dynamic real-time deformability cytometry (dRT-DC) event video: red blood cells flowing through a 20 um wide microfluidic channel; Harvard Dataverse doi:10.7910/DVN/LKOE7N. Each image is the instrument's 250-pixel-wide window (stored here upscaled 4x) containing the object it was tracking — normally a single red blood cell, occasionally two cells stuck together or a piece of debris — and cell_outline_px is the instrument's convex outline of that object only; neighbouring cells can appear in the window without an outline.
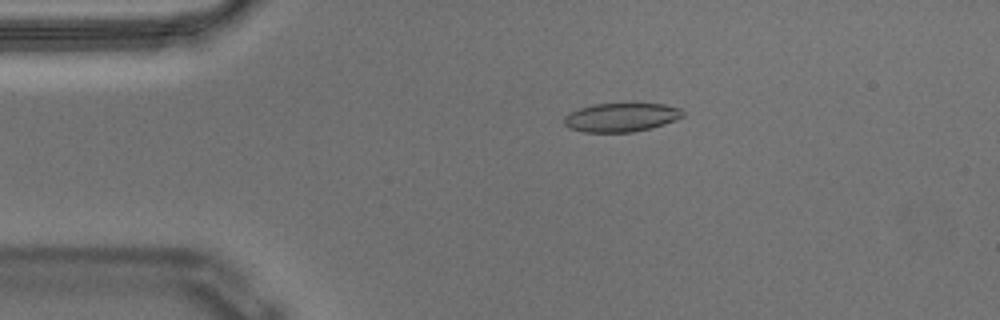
{"species": "Egyptian fruit bat (a non-hibernating species)", "species_latin": "Rousettus aegyptiacus", "temperature_condition": "warm", "stored_images_in_passage": 56, "camera_frame_rate_fps": 3000, "um_per_image_px": 0.085, "animal": {"sex": "male"}, "frame": {"image": 1, "passage_image": 11, "time_ms": 3.333, "image_size_px": [1000, 320], "cell_outline_px": [[684, 116], [676, 120], [652, 128], [632, 132], [584, 132], [568, 128], [564, 124], [564, 116], [580, 108], [592, 104], [664, 104], [680, 108], [684, 112]], "centroid_in_image_um": [52.81, 9.98], "position_along_channel_um": 32.2, "area_um2": 19.88}}
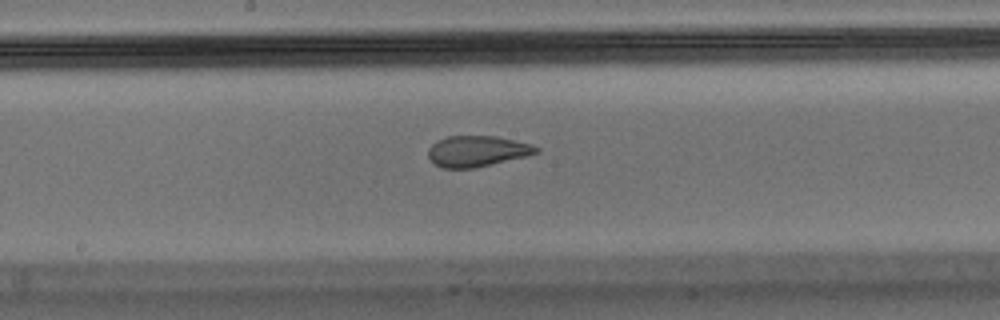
{"frame": {"image": 2, "passage_image": 29, "time_ms": 9.333, "image_size_px": [1000, 320], "cell_outline_px": [[540, 152], [528, 156], [472, 168], [440, 168], [428, 156], [428, 148], [436, 140], [448, 136], [496, 136], [532, 144], [540, 148]], "centroid_in_image_um": [40.57, 12.84], "position_along_channel_um": 207.6, "area_um2": 19.48}}
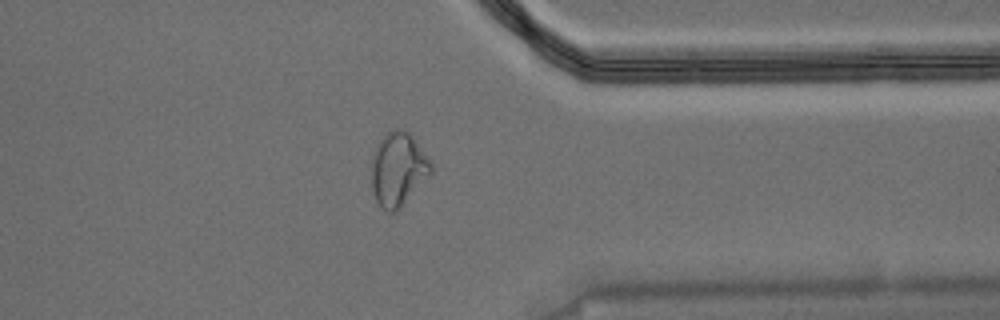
{"frame": {"image": 3, "passage_image": 44, "time_ms": 14.333, "image_size_px": [1000, 320], "cell_outline_px": [[432, 172], [400, 208], [392, 212], [388, 212], [376, 200], [372, 188], [372, 160], [376, 148], [380, 140], [388, 132], [396, 128], [404, 128], [412, 136], [432, 160]], "centroid_in_image_um": [33.87, 14.35], "position_along_channel_um": 377.5, "area_um2": 25.26}, "authors_computed_cell_mechanics": {"area_um2": 20.5479, "velocity_mm_per_s": 3.5567, "shape_relaxation_time_tau1_ms": null, "shape_relaxation_time_tau2_ms": 1.2669, "deformation_change_tau1": null, "deformation_change_tau2": 0.0725}}